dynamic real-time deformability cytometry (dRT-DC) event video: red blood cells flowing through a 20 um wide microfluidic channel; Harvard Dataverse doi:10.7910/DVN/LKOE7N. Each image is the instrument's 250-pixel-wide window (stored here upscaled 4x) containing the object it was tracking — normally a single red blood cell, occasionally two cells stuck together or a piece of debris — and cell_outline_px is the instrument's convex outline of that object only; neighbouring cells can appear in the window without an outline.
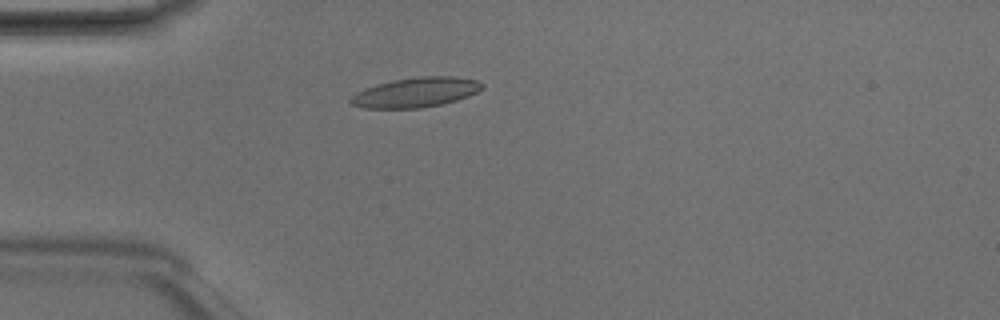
{"species": "Egyptian fruit bat (a non-hibernating species)", "species_latin": "Rousettus aegyptiacus", "temperature_condition": "room temperature", "stored_images_in_passage": 5, "camera_frame_rate_fps": 3000, "um_per_image_px": 0.085, "animal": {"sex": "male"}, "frame": {"image": 1, "passage_image": 4, "time_ms": 1.0, "image_size_px": [1000, 320], "cell_outline_px": [[484, 84], [476, 92], [468, 96], [456, 100], [440, 104], [420, 108], [364, 108], [352, 104], [348, 100], [356, 92], [364, 88], [376, 84], [396, 80], [420, 76], [452, 76], [476, 80]], "centroid_in_image_um": [35.3, 7.85], "position_along_channel_um": 49.7, "area_um2": 22.54}}